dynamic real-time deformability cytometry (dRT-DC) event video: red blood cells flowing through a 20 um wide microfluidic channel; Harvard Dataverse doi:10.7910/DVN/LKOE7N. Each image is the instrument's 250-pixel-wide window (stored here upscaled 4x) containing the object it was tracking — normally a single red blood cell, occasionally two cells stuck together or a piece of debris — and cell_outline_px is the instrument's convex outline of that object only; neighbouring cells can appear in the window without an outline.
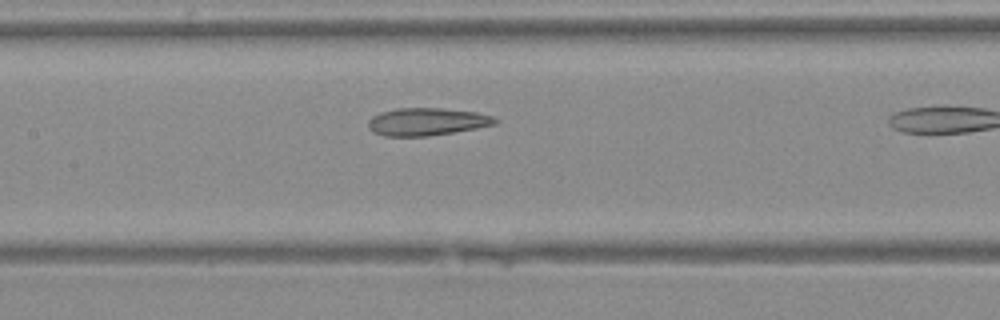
{"species": "Egyptian fruit bat (a non-hibernating species)", "species_latin": "Rousettus aegyptiacus", "temperature_condition": "warm", "stored_images_in_passage": 9, "camera_frame_rate_fps": 3000, "um_per_image_px": 0.085, "animal": {"sex": "female"}, "frame": {"image": 1, "passage_image": 8, "time_ms": 2.333, "image_size_px": [1000, 320], "cell_outline_px": [[496, 124], [476, 128], [428, 136], [384, 136], [372, 132], [368, 128], [368, 120], [372, 116], [380, 112], [396, 108], [440, 108], [476, 112], [492, 116], [496, 120]], "centroid_in_image_um": [36.22, 10.34], "position_along_channel_um": 171.2, "area_um2": 20.35}}